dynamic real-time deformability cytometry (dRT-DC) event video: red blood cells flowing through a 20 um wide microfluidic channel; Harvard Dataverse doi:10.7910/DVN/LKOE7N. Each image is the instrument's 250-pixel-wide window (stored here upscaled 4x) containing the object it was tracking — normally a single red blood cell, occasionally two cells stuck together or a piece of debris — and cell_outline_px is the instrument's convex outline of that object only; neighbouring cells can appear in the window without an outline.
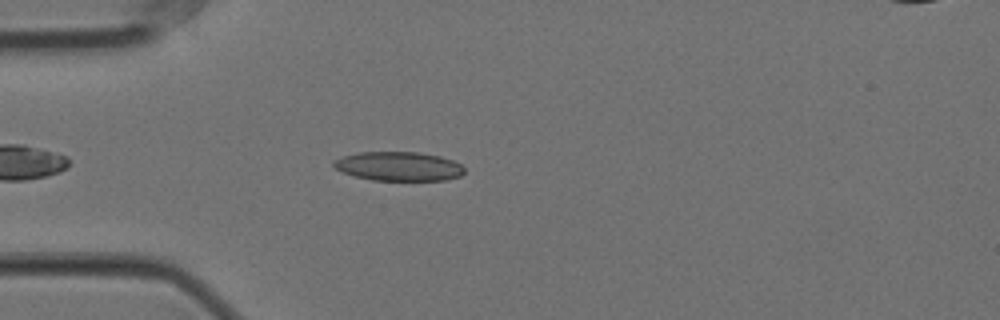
{"species": "Egyptian fruit bat (a non-hibernating species)", "species_latin": "Rousettus aegyptiacus", "temperature_condition": "cold", "stored_images_in_passage": 46, "camera_frame_rate_fps": 3000, "um_per_image_px": 0.085, "animal": {"sex": "female"}, "frame": {"image": 1, "passage_image": 7, "time_ms": 2.0, "image_size_px": [1000, 320], "cell_outline_px": [[464, 172], [460, 176], [444, 180], [372, 180], [356, 176], [344, 172], [336, 168], [332, 164], [332, 160], [344, 156], [360, 152], [420, 152], [440, 156], [452, 160], [460, 164], [464, 168]], "centroid_in_image_um": [33.89, 14.13], "position_along_channel_um": 51.1, "area_um2": 22.02}}
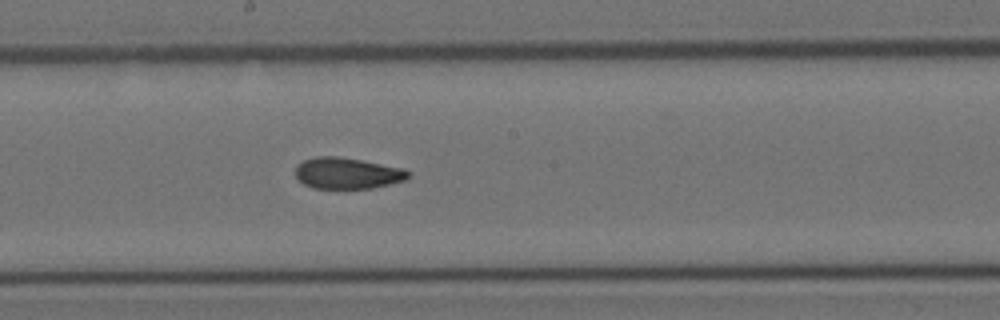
{"frame": {"image": 2, "passage_image": 22, "time_ms": 7.0, "image_size_px": [1000, 320], "cell_outline_px": [[412, 176], [404, 180], [372, 188], [312, 188], [304, 184], [296, 176], [296, 164], [304, 160], [316, 156], [336, 156], [360, 160], [404, 168], [412, 172]], "centroid_in_image_um": [29.54, 14.72], "position_along_channel_um": 218.7, "area_um2": 20.52}}
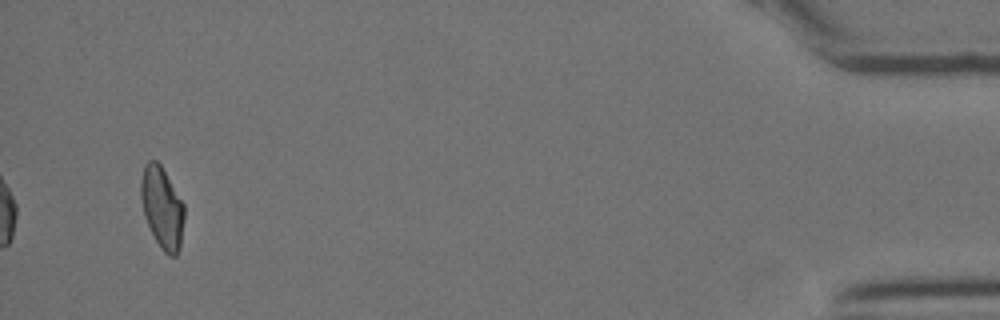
{"frame": {"image": 3, "passage_image": 46, "time_ms": 15.0, "image_size_px": [1000, 320], "cell_outline_px": [[184, 216], [180, 248], [176, 256], [168, 256], [160, 248], [144, 216], [140, 196], [140, 180], [144, 164], [148, 160], [156, 160], [160, 164], [184, 204]], "centroid_in_image_um": [13.76, 17.64], "position_along_channel_um": 421.4, "area_um2": 20.63}, "authors_computed_cell_mechanics": {"area_um2": 20.8947, "velocity_mm_per_s": 3.5359, "shape_relaxation_time_tau1_ms": null, "shape_relaxation_time_tau2_ms": 2.7346, "deformation_change_tau1": null, "deformation_change_tau2": 0.0912}}